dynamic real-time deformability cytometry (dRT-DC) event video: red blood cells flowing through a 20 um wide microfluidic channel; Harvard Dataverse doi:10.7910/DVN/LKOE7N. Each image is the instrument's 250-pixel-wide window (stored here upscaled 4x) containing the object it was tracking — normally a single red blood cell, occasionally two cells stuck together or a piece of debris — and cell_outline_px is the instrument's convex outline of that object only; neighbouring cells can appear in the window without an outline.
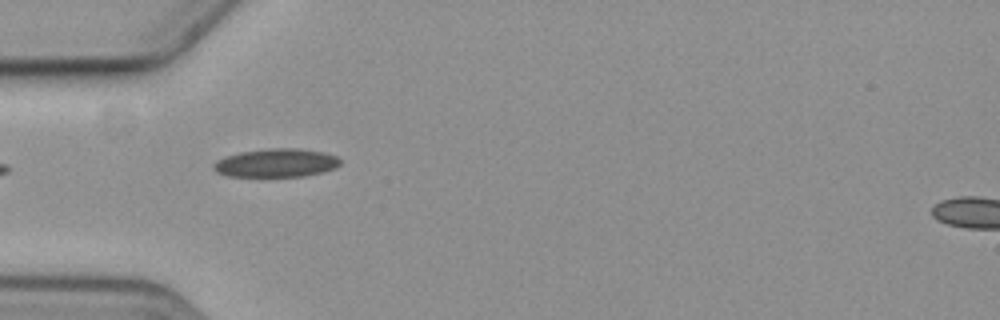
{"species": "common noctule bat (a hibernating species)", "species_latin": "Nyctalus noctula", "temperature_condition": "cold", "stored_images_in_passage": 4, "camera_frame_rate_fps": 3000, "um_per_image_px": 0.085, "animal": {"sex": "female", "body_mass_g": 19.3, "forearm_length_mm": 54.1}, "frame": {"image": 1, "passage_image": 1, "time_ms": 0.0, "image_size_px": [1000, 320], "cell_outline_px": [[340, 164], [336, 168], [324, 172], [304, 176], [228, 176], [216, 172], [212, 168], [212, 164], [216, 160], [224, 156], [240, 152], [268, 148], [296, 148], [324, 152], [336, 156], [340, 160]], "centroid_in_image_um": [23.46, 13.84], "position_along_channel_um": 61.5, "area_um2": 21.15}}
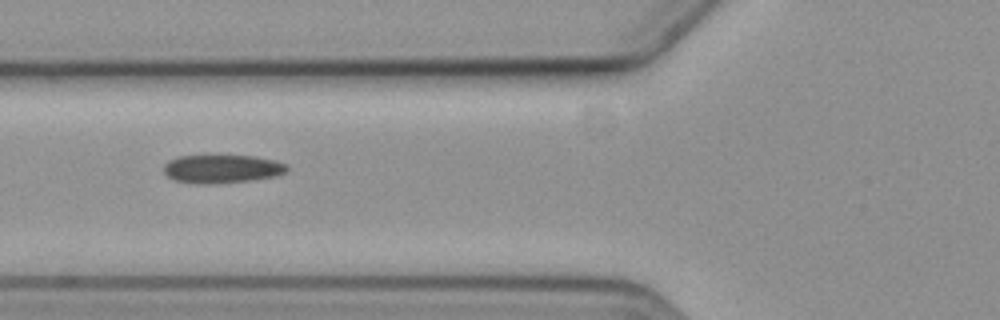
{"frame": {"image": 2, "passage_image": 2, "time_ms": 1.333, "image_size_px": [1000, 320], "cell_outline_px": [[288, 168], [284, 172], [276, 176], [252, 180], [216, 184], [196, 184], [172, 180], [164, 172], [164, 164], [168, 160], [180, 156], [252, 156], [276, 160], [288, 164]], "centroid_in_image_um": [18.86, 14.36], "position_along_channel_um": 106.9, "area_um2": 20.52}}
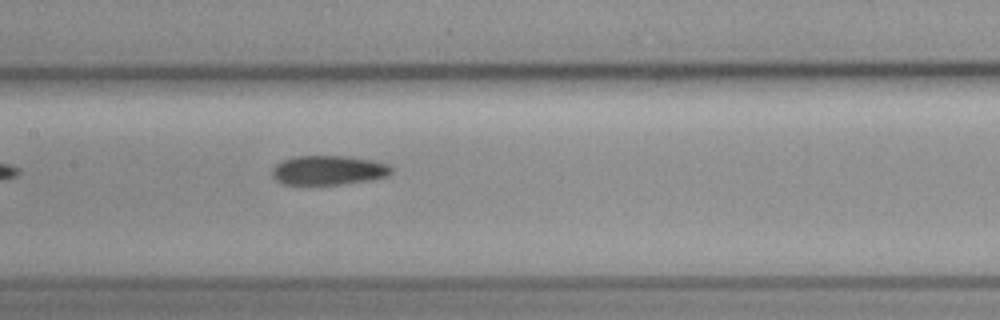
{"frame": {"image": 3, "passage_image": 4, "time_ms": 3.333, "image_size_px": [1000, 320], "cell_outline_px": [[392, 172], [388, 176], [368, 180], [340, 184], [280, 184], [272, 176], [272, 168], [280, 160], [292, 156], [348, 156], [372, 160], [388, 164], [392, 168]], "centroid_in_image_um": [27.88, 14.46], "position_along_channel_um": 179.5, "area_um2": 20.52}}